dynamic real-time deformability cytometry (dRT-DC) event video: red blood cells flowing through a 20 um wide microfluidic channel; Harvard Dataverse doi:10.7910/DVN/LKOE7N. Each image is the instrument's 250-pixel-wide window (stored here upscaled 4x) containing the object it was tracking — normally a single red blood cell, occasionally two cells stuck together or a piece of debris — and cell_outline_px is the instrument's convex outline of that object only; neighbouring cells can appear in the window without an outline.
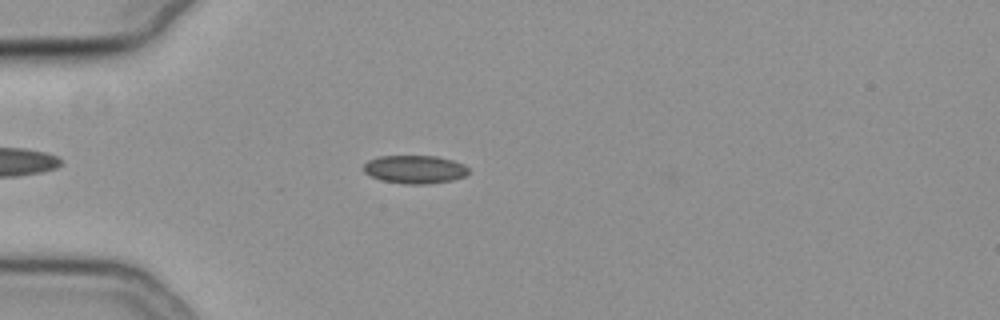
{"species": "common noctule bat (a hibernating species)", "species_latin": "Nyctalus noctula", "temperature_condition": "cold", "stored_images_in_passage": 48, "camera_frame_rate_fps": 3000, "um_per_image_px": 0.085, "animal": {"sex": "female", "body_mass_g": 19.3, "forearm_length_mm": 54.1}, "frame": {"image": 1, "passage_image": 9, "time_ms": 2.667, "image_size_px": [1000, 320], "cell_outline_px": [[468, 172], [464, 176], [452, 180], [428, 184], [404, 184], [380, 180], [364, 172], [364, 164], [368, 160], [380, 156], [436, 156], [452, 160], [464, 164], [468, 168]], "centroid_in_image_um": [35.25, 14.4], "position_along_channel_um": 49.7, "area_um2": 17.22}}
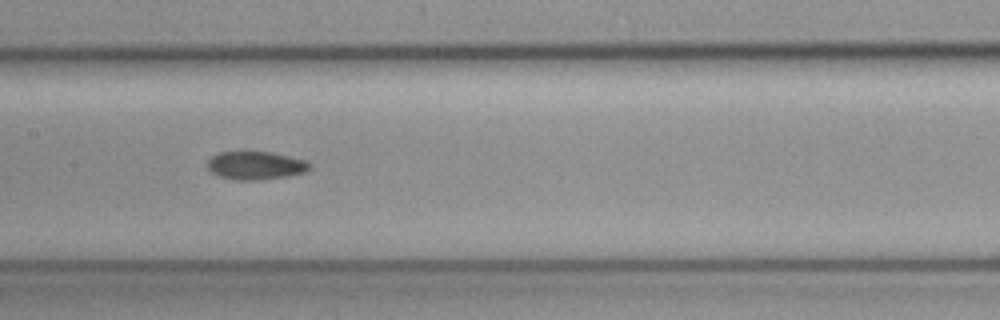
{"frame": {"image": 2, "passage_image": 21, "time_ms": 6.667, "image_size_px": [1000, 320], "cell_outline_px": [[312, 168], [304, 172], [288, 176], [256, 180], [236, 180], [220, 176], [208, 172], [208, 160], [212, 156], [220, 152], [272, 152], [304, 160], [312, 164]], "centroid_in_image_um": [21.72, 14.07], "position_along_channel_um": 185.7, "area_um2": 16.76}}
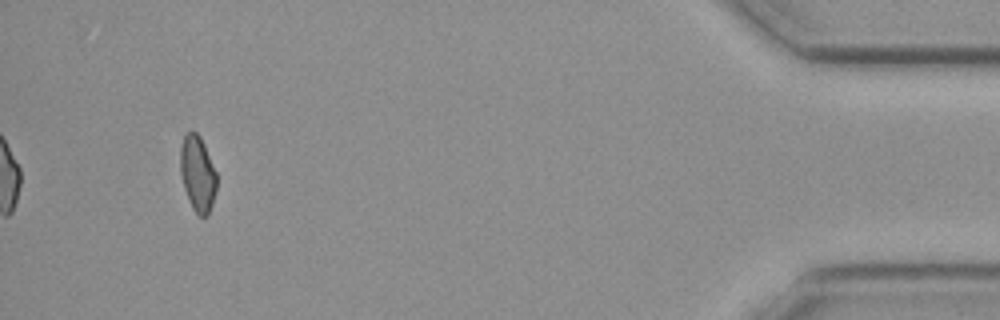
{"frame": {"image": 3, "passage_image": 45, "time_ms": 14.667, "image_size_px": [1000, 320], "cell_outline_px": [[216, 192], [208, 216], [200, 216], [192, 208], [184, 188], [180, 172], [180, 148], [184, 136], [188, 132], [196, 132], [200, 136], [204, 144], [216, 172]], "centroid_in_image_um": [16.79, 14.77], "position_along_channel_um": 418.4, "area_um2": 15.95}}